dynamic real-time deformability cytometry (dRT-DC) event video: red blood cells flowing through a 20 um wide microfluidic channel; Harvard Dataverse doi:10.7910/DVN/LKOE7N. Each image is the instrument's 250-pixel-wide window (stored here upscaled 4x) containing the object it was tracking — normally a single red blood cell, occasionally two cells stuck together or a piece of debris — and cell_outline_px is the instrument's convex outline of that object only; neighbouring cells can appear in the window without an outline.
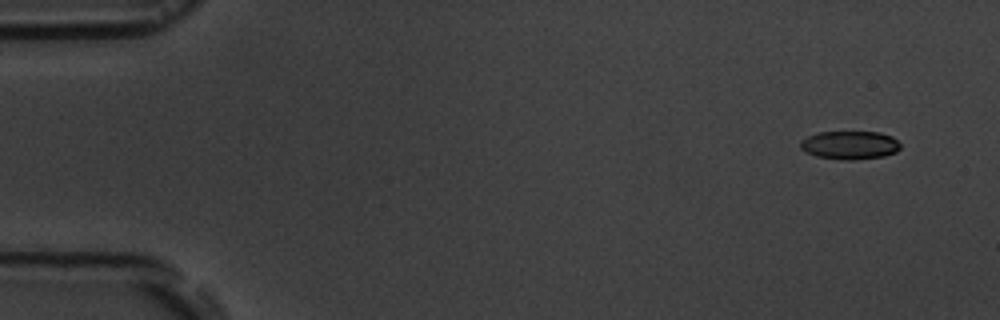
{"species": "common noctule bat (a hibernating species)", "species_latin": "Nyctalus noctula", "temperature_condition": "room temperature", "stored_images_in_passage": 4, "camera_frame_rate_fps": 3000, "um_per_image_px": 0.085, "animal": {"sex": "male", "body_mass_g": 19.5, "forearm_length_mm": 54.6}, "frame": {"image": 1, "passage_image": 1, "time_ms": 0.0, "image_size_px": [1000, 320], "cell_outline_px": [[900, 148], [896, 152], [884, 156], [856, 160], [840, 160], [816, 156], [800, 148], [800, 140], [808, 136], [820, 132], [880, 132], [892, 136], [900, 144]], "centroid_in_image_um": [72.24, 12.34], "position_along_channel_um": 12.8, "area_um2": 16.59}}
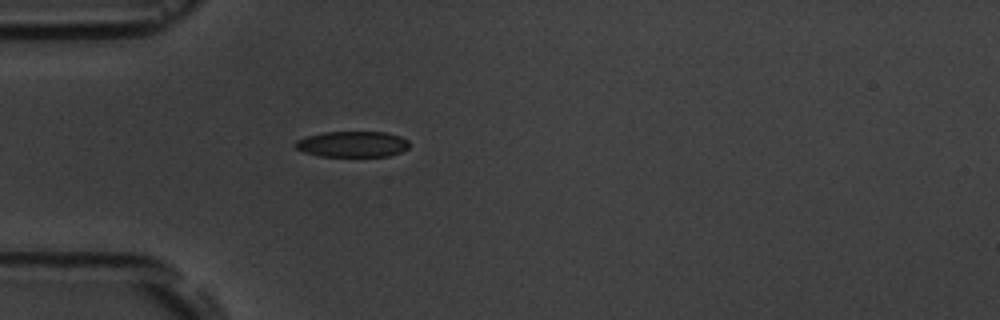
{"frame": {"image": 2, "passage_image": 4, "time_ms": 4.333, "image_size_px": [1000, 320], "cell_outline_px": [[408, 148], [400, 152], [388, 156], [320, 156], [304, 152], [296, 148], [292, 144], [296, 140], [308, 136], [324, 132], [388, 132], [400, 136], [408, 140]], "centroid_in_image_um": [29.95, 12.25], "position_along_channel_um": 55.1, "area_um2": 17.17}}